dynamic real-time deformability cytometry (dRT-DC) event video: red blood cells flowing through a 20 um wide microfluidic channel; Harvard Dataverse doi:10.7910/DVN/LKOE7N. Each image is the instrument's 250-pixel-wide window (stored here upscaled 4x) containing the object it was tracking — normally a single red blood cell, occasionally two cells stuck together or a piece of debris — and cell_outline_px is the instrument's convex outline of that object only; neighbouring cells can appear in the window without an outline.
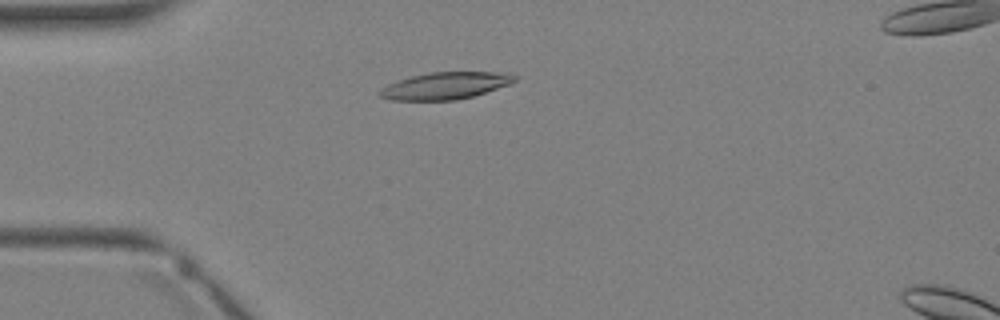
{"species": "Egyptian fruit bat (a non-hibernating species)", "species_latin": "Rousettus aegyptiacus", "temperature_condition": "warm", "stored_images_in_passage": 3, "camera_frame_rate_fps": 3000, "um_per_image_px": 0.085, "animal": {"sex": "female"}, "frame": {"image": 1, "passage_image": 3, "time_ms": 2.333, "image_size_px": [1000, 320], "cell_outline_px": [[516, 80], [508, 84], [472, 96], [456, 100], [388, 100], [380, 96], [376, 92], [380, 88], [388, 84], [412, 76], [432, 72], [504, 72], [516, 76]], "centroid_in_image_um": [37.79, 7.29], "position_along_channel_um": 47.2, "area_um2": 20.98}}